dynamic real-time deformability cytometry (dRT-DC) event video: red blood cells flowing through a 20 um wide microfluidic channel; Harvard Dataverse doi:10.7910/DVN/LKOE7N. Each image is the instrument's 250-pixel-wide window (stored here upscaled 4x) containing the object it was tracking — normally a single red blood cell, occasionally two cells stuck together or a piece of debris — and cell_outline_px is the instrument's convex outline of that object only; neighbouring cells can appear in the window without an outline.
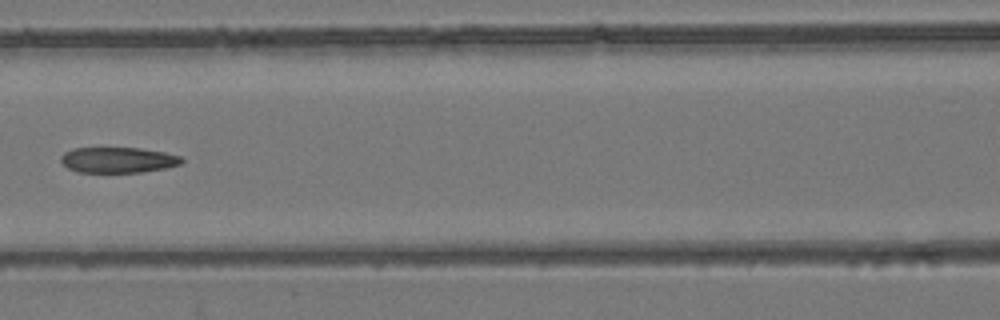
{"species": "common noctule bat (a hibernating species)", "species_latin": "Nyctalus noctula", "temperature_condition": "room temperature", "stored_images_in_passage": 6, "camera_frame_rate_fps": 3000, "um_per_image_px": 0.085, "animal": {"sex": "female", "body_mass_g": 24.6, "forearm_length_mm": 56.2}, "frame": {"image": 1, "passage_image": 6, "time_ms": 7.333, "image_size_px": [1000, 320], "cell_outline_px": [[184, 160], [180, 164], [164, 168], [140, 172], [76, 172], [68, 168], [60, 160], [60, 156], [64, 152], [72, 148], [140, 148], [164, 152], [180, 156]], "centroid_in_image_um": [10.0, 13.59], "position_along_channel_um": 156.6, "area_um2": 17.98}}